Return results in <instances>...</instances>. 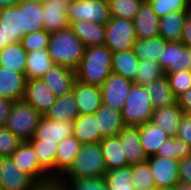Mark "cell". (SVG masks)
<instances>
[{
  "label": "cell",
  "mask_w": 191,
  "mask_h": 190,
  "mask_svg": "<svg viewBox=\"0 0 191 190\" xmlns=\"http://www.w3.org/2000/svg\"><path fill=\"white\" fill-rule=\"evenodd\" d=\"M176 137L184 140L191 147V114L184 113L181 116Z\"/></svg>",
  "instance_id": "cell-48"
},
{
  "label": "cell",
  "mask_w": 191,
  "mask_h": 190,
  "mask_svg": "<svg viewBox=\"0 0 191 190\" xmlns=\"http://www.w3.org/2000/svg\"><path fill=\"white\" fill-rule=\"evenodd\" d=\"M57 97L63 96L72 91L76 80V71L60 65H54L41 78Z\"/></svg>",
  "instance_id": "cell-20"
},
{
  "label": "cell",
  "mask_w": 191,
  "mask_h": 190,
  "mask_svg": "<svg viewBox=\"0 0 191 190\" xmlns=\"http://www.w3.org/2000/svg\"><path fill=\"white\" fill-rule=\"evenodd\" d=\"M167 42L161 36L137 39L132 50L139 60H152L159 63V59L166 49Z\"/></svg>",
  "instance_id": "cell-33"
},
{
  "label": "cell",
  "mask_w": 191,
  "mask_h": 190,
  "mask_svg": "<svg viewBox=\"0 0 191 190\" xmlns=\"http://www.w3.org/2000/svg\"><path fill=\"white\" fill-rule=\"evenodd\" d=\"M42 116L31 104L18 100L13 103L4 127L21 141L28 142L33 138Z\"/></svg>",
  "instance_id": "cell-4"
},
{
  "label": "cell",
  "mask_w": 191,
  "mask_h": 190,
  "mask_svg": "<svg viewBox=\"0 0 191 190\" xmlns=\"http://www.w3.org/2000/svg\"><path fill=\"white\" fill-rule=\"evenodd\" d=\"M50 35L51 33L44 29L38 30L36 32L26 34L21 39L20 43L27 52L48 48Z\"/></svg>",
  "instance_id": "cell-44"
},
{
  "label": "cell",
  "mask_w": 191,
  "mask_h": 190,
  "mask_svg": "<svg viewBox=\"0 0 191 190\" xmlns=\"http://www.w3.org/2000/svg\"><path fill=\"white\" fill-rule=\"evenodd\" d=\"M19 0H0V9L16 6Z\"/></svg>",
  "instance_id": "cell-54"
},
{
  "label": "cell",
  "mask_w": 191,
  "mask_h": 190,
  "mask_svg": "<svg viewBox=\"0 0 191 190\" xmlns=\"http://www.w3.org/2000/svg\"><path fill=\"white\" fill-rule=\"evenodd\" d=\"M21 1H27V2H32L36 4H43L46 0H21Z\"/></svg>",
  "instance_id": "cell-58"
},
{
  "label": "cell",
  "mask_w": 191,
  "mask_h": 190,
  "mask_svg": "<svg viewBox=\"0 0 191 190\" xmlns=\"http://www.w3.org/2000/svg\"><path fill=\"white\" fill-rule=\"evenodd\" d=\"M156 15L161 18L173 11H188L191 0H147Z\"/></svg>",
  "instance_id": "cell-43"
},
{
  "label": "cell",
  "mask_w": 191,
  "mask_h": 190,
  "mask_svg": "<svg viewBox=\"0 0 191 190\" xmlns=\"http://www.w3.org/2000/svg\"><path fill=\"white\" fill-rule=\"evenodd\" d=\"M68 22L87 20L106 25L110 20L108 0H78L72 1L67 10Z\"/></svg>",
  "instance_id": "cell-7"
},
{
  "label": "cell",
  "mask_w": 191,
  "mask_h": 190,
  "mask_svg": "<svg viewBox=\"0 0 191 190\" xmlns=\"http://www.w3.org/2000/svg\"><path fill=\"white\" fill-rule=\"evenodd\" d=\"M27 51L20 42L9 44L0 50V66L18 73H25Z\"/></svg>",
  "instance_id": "cell-34"
},
{
  "label": "cell",
  "mask_w": 191,
  "mask_h": 190,
  "mask_svg": "<svg viewBox=\"0 0 191 190\" xmlns=\"http://www.w3.org/2000/svg\"><path fill=\"white\" fill-rule=\"evenodd\" d=\"M133 21L137 39H149L159 36L160 18L147 0L142 3Z\"/></svg>",
  "instance_id": "cell-21"
},
{
  "label": "cell",
  "mask_w": 191,
  "mask_h": 190,
  "mask_svg": "<svg viewBox=\"0 0 191 190\" xmlns=\"http://www.w3.org/2000/svg\"><path fill=\"white\" fill-rule=\"evenodd\" d=\"M78 108V114H95L102 105L100 86L75 80L72 89Z\"/></svg>",
  "instance_id": "cell-16"
},
{
  "label": "cell",
  "mask_w": 191,
  "mask_h": 190,
  "mask_svg": "<svg viewBox=\"0 0 191 190\" xmlns=\"http://www.w3.org/2000/svg\"><path fill=\"white\" fill-rule=\"evenodd\" d=\"M177 190H191V185L184 183V182H178L176 184Z\"/></svg>",
  "instance_id": "cell-56"
},
{
  "label": "cell",
  "mask_w": 191,
  "mask_h": 190,
  "mask_svg": "<svg viewBox=\"0 0 191 190\" xmlns=\"http://www.w3.org/2000/svg\"><path fill=\"white\" fill-rule=\"evenodd\" d=\"M22 142L7 128L0 127V157L11 156Z\"/></svg>",
  "instance_id": "cell-47"
},
{
  "label": "cell",
  "mask_w": 191,
  "mask_h": 190,
  "mask_svg": "<svg viewBox=\"0 0 191 190\" xmlns=\"http://www.w3.org/2000/svg\"><path fill=\"white\" fill-rule=\"evenodd\" d=\"M100 146L107 171L127 166L118 136L103 138L100 141Z\"/></svg>",
  "instance_id": "cell-32"
},
{
  "label": "cell",
  "mask_w": 191,
  "mask_h": 190,
  "mask_svg": "<svg viewBox=\"0 0 191 190\" xmlns=\"http://www.w3.org/2000/svg\"><path fill=\"white\" fill-rule=\"evenodd\" d=\"M73 136V121H55L42 116L31 140H41V144H58Z\"/></svg>",
  "instance_id": "cell-10"
},
{
  "label": "cell",
  "mask_w": 191,
  "mask_h": 190,
  "mask_svg": "<svg viewBox=\"0 0 191 190\" xmlns=\"http://www.w3.org/2000/svg\"><path fill=\"white\" fill-rule=\"evenodd\" d=\"M177 102L183 113L191 114V88L183 92L178 98Z\"/></svg>",
  "instance_id": "cell-52"
},
{
  "label": "cell",
  "mask_w": 191,
  "mask_h": 190,
  "mask_svg": "<svg viewBox=\"0 0 191 190\" xmlns=\"http://www.w3.org/2000/svg\"><path fill=\"white\" fill-rule=\"evenodd\" d=\"M81 146L82 144L74 135L57 144L55 177L60 178L68 170L80 151Z\"/></svg>",
  "instance_id": "cell-27"
},
{
  "label": "cell",
  "mask_w": 191,
  "mask_h": 190,
  "mask_svg": "<svg viewBox=\"0 0 191 190\" xmlns=\"http://www.w3.org/2000/svg\"><path fill=\"white\" fill-rule=\"evenodd\" d=\"M25 73H18L0 66V97L18 101L23 100L26 87Z\"/></svg>",
  "instance_id": "cell-19"
},
{
  "label": "cell",
  "mask_w": 191,
  "mask_h": 190,
  "mask_svg": "<svg viewBox=\"0 0 191 190\" xmlns=\"http://www.w3.org/2000/svg\"><path fill=\"white\" fill-rule=\"evenodd\" d=\"M17 6L23 10V30H26L27 34L44 29L42 4L19 0Z\"/></svg>",
  "instance_id": "cell-36"
},
{
  "label": "cell",
  "mask_w": 191,
  "mask_h": 190,
  "mask_svg": "<svg viewBox=\"0 0 191 190\" xmlns=\"http://www.w3.org/2000/svg\"><path fill=\"white\" fill-rule=\"evenodd\" d=\"M134 28L133 20L110 17L105 25V46L112 53L132 49L137 40Z\"/></svg>",
  "instance_id": "cell-6"
},
{
  "label": "cell",
  "mask_w": 191,
  "mask_h": 190,
  "mask_svg": "<svg viewBox=\"0 0 191 190\" xmlns=\"http://www.w3.org/2000/svg\"><path fill=\"white\" fill-rule=\"evenodd\" d=\"M35 183L15 165L11 156L0 157V185L3 190H31Z\"/></svg>",
  "instance_id": "cell-11"
},
{
  "label": "cell",
  "mask_w": 191,
  "mask_h": 190,
  "mask_svg": "<svg viewBox=\"0 0 191 190\" xmlns=\"http://www.w3.org/2000/svg\"><path fill=\"white\" fill-rule=\"evenodd\" d=\"M132 177L131 183L135 190L157 189L150 164L147 161L132 166Z\"/></svg>",
  "instance_id": "cell-41"
},
{
  "label": "cell",
  "mask_w": 191,
  "mask_h": 190,
  "mask_svg": "<svg viewBox=\"0 0 191 190\" xmlns=\"http://www.w3.org/2000/svg\"><path fill=\"white\" fill-rule=\"evenodd\" d=\"M95 116L98 119V127L103 138L117 136L125 126L121 111L112 107L102 104L96 111Z\"/></svg>",
  "instance_id": "cell-28"
},
{
  "label": "cell",
  "mask_w": 191,
  "mask_h": 190,
  "mask_svg": "<svg viewBox=\"0 0 191 190\" xmlns=\"http://www.w3.org/2000/svg\"><path fill=\"white\" fill-rule=\"evenodd\" d=\"M31 190H69V188L60 178L51 177L50 179L36 182Z\"/></svg>",
  "instance_id": "cell-49"
},
{
  "label": "cell",
  "mask_w": 191,
  "mask_h": 190,
  "mask_svg": "<svg viewBox=\"0 0 191 190\" xmlns=\"http://www.w3.org/2000/svg\"><path fill=\"white\" fill-rule=\"evenodd\" d=\"M165 75V71L160 63L152 60H139L138 69L134 77L133 83L145 85L161 78Z\"/></svg>",
  "instance_id": "cell-40"
},
{
  "label": "cell",
  "mask_w": 191,
  "mask_h": 190,
  "mask_svg": "<svg viewBox=\"0 0 191 190\" xmlns=\"http://www.w3.org/2000/svg\"><path fill=\"white\" fill-rule=\"evenodd\" d=\"M15 101L8 99H0V127H4L6 124L7 117L11 112L13 103Z\"/></svg>",
  "instance_id": "cell-51"
},
{
  "label": "cell",
  "mask_w": 191,
  "mask_h": 190,
  "mask_svg": "<svg viewBox=\"0 0 191 190\" xmlns=\"http://www.w3.org/2000/svg\"><path fill=\"white\" fill-rule=\"evenodd\" d=\"M15 165L28 174L35 182L44 181L51 177L40 167L37 154L28 142H22L11 155Z\"/></svg>",
  "instance_id": "cell-12"
},
{
  "label": "cell",
  "mask_w": 191,
  "mask_h": 190,
  "mask_svg": "<svg viewBox=\"0 0 191 190\" xmlns=\"http://www.w3.org/2000/svg\"><path fill=\"white\" fill-rule=\"evenodd\" d=\"M84 43L69 28L51 33L49 55L55 65L76 70L85 52Z\"/></svg>",
  "instance_id": "cell-2"
},
{
  "label": "cell",
  "mask_w": 191,
  "mask_h": 190,
  "mask_svg": "<svg viewBox=\"0 0 191 190\" xmlns=\"http://www.w3.org/2000/svg\"><path fill=\"white\" fill-rule=\"evenodd\" d=\"M165 73H177L191 69V51L183 42L170 41L159 59Z\"/></svg>",
  "instance_id": "cell-9"
},
{
  "label": "cell",
  "mask_w": 191,
  "mask_h": 190,
  "mask_svg": "<svg viewBox=\"0 0 191 190\" xmlns=\"http://www.w3.org/2000/svg\"><path fill=\"white\" fill-rule=\"evenodd\" d=\"M154 109H160L177 103V97L172 92L166 75L154 82L143 85Z\"/></svg>",
  "instance_id": "cell-24"
},
{
  "label": "cell",
  "mask_w": 191,
  "mask_h": 190,
  "mask_svg": "<svg viewBox=\"0 0 191 190\" xmlns=\"http://www.w3.org/2000/svg\"><path fill=\"white\" fill-rule=\"evenodd\" d=\"M28 143L33 147L35 153L37 154L40 167L50 177H55L57 144H41V140H30Z\"/></svg>",
  "instance_id": "cell-37"
},
{
  "label": "cell",
  "mask_w": 191,
  "mask_h": 190,
  "mask_svg": "<svg viewBox=\"0 0 191 190\" xmlns=\"http://www.w3.org/2000/svg\"><path fill=\"white\" fill-rule=\"evenodd\" d=\"M112 55L113 53L105 45L87 47L75 70L76 80L101 86L112 73Z\"/></svg>",
  "instance_id": "cell-1"
},
{
  "label": "cell",
  "mask_w": 191,
  "mask_h": 190,
  "mask_svg": "<svg viewBox=\"0 0 191 190\" xmlns=\"http://www.w3.org/2000/svg\"><path fill=\"white\" fill-rule=\"evenodd\" d=\"M155 156L181 160L191 156V147L180 138L169 137L159 148Z\"/></svg>",
  "instance_id": "cell-38"
},
{
  "label": "cell",
  "mask_w": 191,
  "mask_h": 190,
  "mask_svg": "<svg viewBox=\"0 0 191 190\" xmlns=\"http://www.w3.org/2000/svg\"><path fill=\"white\" fill-rule=\"evenodd\" d=\"M108 190H135L131 181L132 166H125L106 172L104 176Z\"/></svg>",
  "instance_id": "cell-39"
},
{
  "label": "cell",
  "mask_w": 191,
  "mask_h": 190,
  "mask_svg": "<svg viewBox=\"0 0 191 190\" xmlns=\"http://www.w3.org/2000/svg\"><path fill=\"white\" fill-rule=\"evenodd\" d=\"M106 172L100 143H90L81 146L72 165L60 179L101 178Z\"/></svg>",
  "instance_id": "cell-3"
},
{
  "label": "cell",
  "mask_w": 191,
  "mask_h": 190,
  "mask_svg": "<svg viewBox=\"0 0 191 190\" xmlns=\"http://www.w3.org/2000/svg\"><path fill=\"white\" fill-rule=\"evenodd\" d=\"M145 0H108L110 17L134 20Z\"/></svg>",
  "instance_id": "cell-42"
},
{
  "label": "cell",
  "mask_w": 191,
  "mask_h": 190,
  "mask_svg": "<svg viewBox=\"0 0 191 190\" xmlns=\"http://www.w3.org/2000/svg\"><path fill=\"white\" fill-rule=\"evenodd\" d=\"M56 98L41 78L27 80L23 100L42 115L55 103Z\"/></svg>",
  "instance_id": "cell-15"
},
{
  "label": "cell",
  "mask_w": 191,
  "mask_h": 190,
  "mask_svg": "<svg viewBox=\"0 0 191 190\" xmlns=\"http://www.w3.org/2000/svg\"><path fill=\"white\" fill-rule=\"evenodd\" d=\"M73 91L57 97L55 103L44 113V117L55 121H73L78 116Z\"/></svg>",
  "instance_id": "cell-30"
},
{
  "label": "cell",
  "mask_w": 191,
  "mask_h": 190,
  "mask_svg": "<svg viewBox=\"0 0 191 190\" xmlns=\"http://www.w3.org/2000/svg\"><path fill=\"white\" fill-rule=\"evenodd\" d=\"M157 188L174 186L179 180V160L158 156L147 158Z\"/></svg>",
  "instance_id": "cell-14"
},
{
  "label": "cell",
  "mask_w": 191,
  "mask_h": 190,
  "mask_svg": "<svg viewBox=\"0 0 191 190\" xmlns=\"http://www.w3.org/2000/svg\"><path fill=\"white\" fill-rule=\"evenodd\" d=\"M153 107L142 85L133 84L121 109L124 125L140 126L151 121Z\"/></svg>",
  "instance_id": "cell-5"
},
{
  "label": "cell",
  "mask_w": 191,
  "mask_h": 190,
  "mask_svg": "<svg viewBox=\"0 0 191 190\" xmlns=\"http://www.w3.org/2000/svg\"><path fill=\"white\" fill-rule=\"evenodd\" d=\"M0 26L4 29L7 45L21 42L27 34V31L23 30V10L17 5L0 9Z\"/></svg>",
  "instance_id": "cell-18"
},
{
  "label": "cell",
  "mask_w": 191,
  "mask_h": 190,
  "mask_svg": "<svg viewBox=\"0 0 191 190\" xmlns=\"http://www.w3.org/2000/svg\"><path fill=\"white\" fill-rule=\"evenodd\" d=\"M138 64L139 59L132 49L116 52L112 55V72L132 81L136 75Z\"/></svg>",
  "instance_id": "cell-35"
},
{
  "label": "cell",
  "mask_w": 191,
  "mask_h": 190,
  "mask_svg": "<svg viewBox=\"0 0 191 190\" xmlns=\"http://www.w3.org/2000/svg\"><path fill=\"white\" fill-rule=\"evenodd\" d=\"M127 166H133L147 161V156L140 143L139 126L125 125L117 134Z\"/></svg>",
  "instance_id": "cell-13"
},
{
  "label": "cell",
  "mask_w": 191,
  "mask_h": 190,
  "mask_svg": "<svg viewBox=\"0 0 191 190\" xmlns=\"http://www.w3.org/2000/svg\"><path fill=\"white\" fill-rule=\"evenodd\" d=\"M54 65L48 48L27 52L25 68L26 79L42 78Z\"/></svg>",
  "instance_id": "cell-29"
},
{
  "label": "cell",
  "mask_w": 191,
  "mask_h": 190,
  "mask_svg": "<svg viewBox=\"0 0 191 190\" xmlns=\"http://www.w3.org/2000/svg\"><path fill=\"white\" fill-rule=\"evenodd\" d=\"M61 180L66 183L69 190H108L104 177Z\"/></svg>",
  "instance_id": "cell-45"
},
{
  "label": "cell",
  "mask_w": 191,
  "mask_h": 190,
  "mask_svg": "<svg viewBox=\"0 0 191 190\" xmlns=\"http://www.w3.org/2000/svg\"><path fill=\"white\" fill-rule=\"evenodd\" d=\"M69 28L84 43L85 47L105 45V25L77 20L69 23Z\"/></svg>",
  "instance_id": "cell-23"
},
{
  "label": "cell",
  "mask_w": 191,
  "mask_h": 190,
  "mask_svg": "<svg viewBox=\"0 0 191 190\" xmlns=\"http://www.w3.org/2000/svg\"><path fill=\"white\" fill-rule=\"evenodd\" d=\"M156 190H177V187H176V185H174V186H166V187L157 188Z\"/></svg>",
  "instance_id": "cell-57"
},
{
  "label": "cell",
  "mask_w": 191,
  "mask_h": 190,
  "mask_svg": "<svg viewBox=\"0 0 191 190\" xmlns=\"http://www.w3.org/2000/svg\"><path fill=\"white\" fill-rule=\"evenodd\" d=\"M7 46V42H5V33L2 26H0V50Z\"/></svg>",
  "instance_id": "cell-55"
},
{
  "label": "cell",
  "mask_w": 191,
  "mask_h": 190,
  "mask_svg": "<svg viewBox=\"0 0 191 190\" xmlns=\"http://www.w3.org/2000/svg\"><path fill=\"white\" fill-rule=\"evenodd\" d=\"M187 11H173L161 17L159 23V36L165 41L183 42V27L186 21Z\"/></svg>",
  "instance_id": "cell-26"
},
{
  "label": "cell",
  "mask_w": 191,
  "mask_h": 190,
  "mask_svg": "<svg viewBox=\"0 0 191 190\" xmlns=\"http://www.w3.org/2000/svg\"><path fill=\"white\" fill-rule=\"evenodd\" d=\"M174 95L178 98L183 92L191 88V69L177 73H165Z\"/></svg>",
  "instance_id": "cell-46"
},
{
  "label": "cell",
  "mask_w": 191,
  "mask_h": 190,
  "mask_svg": "<svg viewBox=\"0 0 191 190\" xmlns=\"http://www.w3.org/2000/svg\"><path fill=\"white\" fill-rule=\"evenodd\" d=\"M133 84L132 80L112 72L100 86L102 104L121 111Z\"/></svg>",
  "instance_id": "cell-8"
},
{
  "label": "cell",
  "mask_w": 191,
  "mask_h": 190,
  "mask_svg": "<svg viewBox=\"0 0 191 190\" xmlns=\"http://www.w3.org/2000/svg\"><path fill=\"white\" fill-rule=\"evenodd\" d=\"M183 31H184L183 43L187 47L191 48V8L187 11L186 21L183 27Z\"/></svg>",
  "instance_id": "cell-53"
},
{
  "label": "cell",
  "mask_w": 191,
  "mask_h": 190,
  "mask_svg": "<svg viewBox=\"0 0 191 190\" xmlns=\"http://www.w3.org/2000/svg\"><path fill=\"white\" fill-rule=\"evenodd\" d=\"M139 133L140 143L147 158L156 155L162 144L170 137L165 130L151 121L140 125Z\"/></svg>",
  "instance_id": "cell-25"
},
{
  "label": "cell",
  "mask_w": 191,
  "mask_h": 190,
  "mask_svg": "<svg viewBox=\"0 0 191 190\" xmlns=\"http://www.w3.org/2000/svg\"><path fill=\"white\" fill-rule=\"evenodd\" d=\"M68 0H46L43 6L44 30L53 33L69 27L67 10Z\"/></svg>",
  "instance_id": "cell-17"
},
{
  "label": "cell",
  "mask_w": 191,
  "mask_h": 190,
  "mask_svg": "<svg viewBox=\"0 0 191 190\" xmlns=\"http://www.w3.org/2000/svg\"><path fill=\"white\" fill-rule=\"evenodd\" d=\"M183 114V110L177 102L171 106L154 109L151 122L165 130L170 137H176L179 122Z\"/></svg>",
  "instance_id": "cell-31"
},
{
  "label": "cell",
  "mask_w": 191,
  "mask_h": 190,
  "mask_svg": "<svg viewBox=\"0 0 191 190\" xmlns=\"http://www.w3.org/2000/svg\"><path fill=\"white\" fill-rule=\"evenodd\" d=\"M179 180L191 185V156L179 160Z\"/></svg>",
  "instance_id": "cell-50"
},
{
  "label": "cell",
  "mask_w": 191,
  "mask_h": 190,
  "mask_svg": "<svg viewBox=\"0 0 191 190\" xmlns=\"http://www.w3.org/2000/svg\"><path fill=\"white\" fill-rule=\"evenodd\" d=\"M73 135L82 145L100 143L103 137L95 114L78 115L73 120Z\"/></svg>",
  "instance_id": "cell-22"
}]
</instances>
